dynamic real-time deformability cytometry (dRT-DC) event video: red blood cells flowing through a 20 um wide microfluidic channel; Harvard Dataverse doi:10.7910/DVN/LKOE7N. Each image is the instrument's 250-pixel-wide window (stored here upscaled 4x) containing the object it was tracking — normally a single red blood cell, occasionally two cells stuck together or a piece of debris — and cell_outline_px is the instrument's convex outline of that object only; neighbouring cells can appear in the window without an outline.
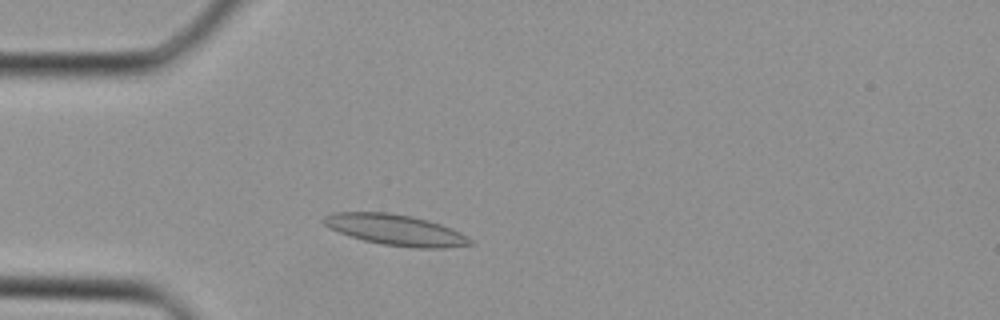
{"species": "Egyptian fruit bat (a non-hibernating species)", "species_latin": "Rousettus aegyptiacus", "temperature_condition": "cold", "stored_images_in_passage": 32, "camera_frame_rate_fps": 3000, "um_per_image_px": 0.085, "animal": {"sex": "female"}, "frame": {"image": 1, "passage_image": 5, "time_ms": 1.333, "image_size_px": [1000, 320], "cell_outline_px": [[476, 244], [444, 248], [416, 248], [380, 244], [348, 236], [324, 224], [320, 220], [324, 216], [332, 212], [388, 212], [412, 216], [428, 220], [452, 228], [460, 232], [472, 240]], "centroid_in_image_um": [33.64, 19.54], "position_along_channel_um": 51.4, "area_um2": 26.47}}
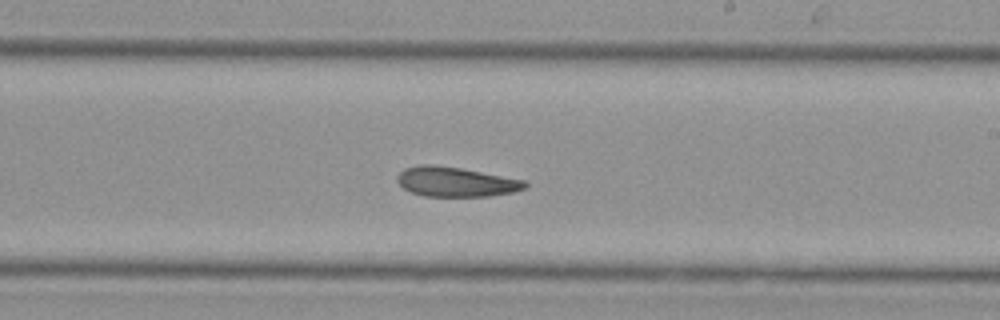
{"frame": {"image": 2, "passage_image": 17, "time_ms": 5.333, "image_size_px": [1000, 320], "cell_outline_px": [[528, 184], [524, 188], [512, 192], [488, 196], [424, 196], [412, 192], [404, 188], [396, 180], [396, 176], [404, 168], [420, 164], [432, 164], [460, 168], [524, 180]], "centroid_in_image_um": [38.69, 15.45], "position_along_channel_um": 250.3, "area_um2": 21.91}}
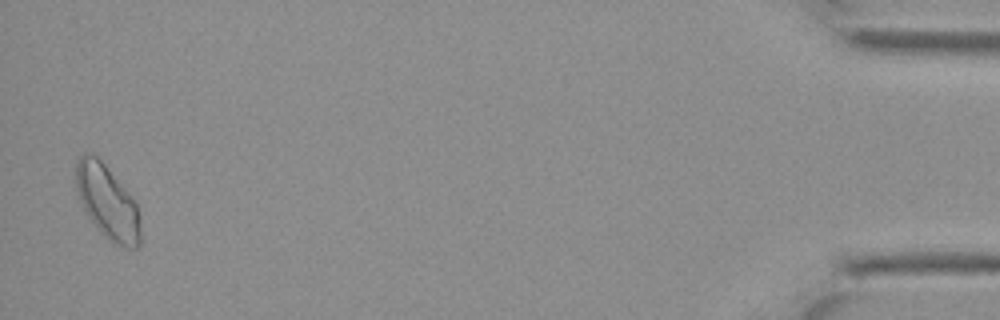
{"frame": {"image": 3, "passage_image": 32, "time_ms": 10.333, "image_size_px": [1000, 320], "cell_outline_px": [[140, 248], [124, 248], [112, 244], [100, 232], [88, 216], [80, 200], [76, 188], [76, 164], [80, 156], [84, 152], [96, 156], [104, 164], [128, 192], [136, 204], [140, 216]], "centroid_in_image_um": [9.15, 17.23], "position_along_channel_um": 426.1, "area_um2": 27.63}}